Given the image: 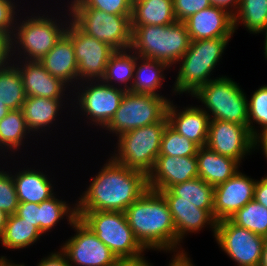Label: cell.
<instances>
[{"label": "cell", "mask_w": 267, "mask_h": 266, "mask_svg": "<svg viewBox=\"0 0 267 266\" xmlns=\"http://www.w3.org/2000/svg\"><path fill=\"white\" fill-rule=\"evenodd\" d=\"M264 35H265V41H264V54H265V58L267 59V27H266V30L264 31Z\"/></svg>", "instance_id": "54"}, {"label": "cell", "mask_w": 267, "mask_h": 266, "mask_svg": "<svg viewBox=\"0 0 267 266\" xmlns=\"http://www.w3.org/2000/svg\"><path fill=\"white\" fill-rule=\"evenodd\" d=\"M254 200L267 208V175L257 180L254 188Z\"/></svg>", "instance_id": "44"}, {"label": "cell", "mask_w": 267, "mask_h": 266, "mask_svg": "<svg viewBox=\"0 0 267 266\" xmlns=\"http://www.w3.org/2000/svg\"><path fill=\"white\" fill-rule=\"evenodd\" d=\"M75 230L60 250L70 266H117L120 260L78 217L70 224Z\"/></svg>", "instance_id": "12"}, {"label": "cell", "mask_w": 267, "mask_h": 266, "mask_svg": "<svg viewBox=\"0 0 267 266\" xmlns=\"http://www.w3.org/2000/svg\"><path fill=\"white\" fill-rule=\"evenodd\" d=\"M191 96L201 101L204 106L202 109L210 120L248 126V99L244 90L231 78L227 76L213 78Z\"/></svg>", "instance_id": "8"}, {"label": "cell", "mask_w": 267, "mask_h": 266, "mask_svg": "<svg viewBox=\"0 0 267 266\" xmlns=\"http://www.w3.org/2000/svg\"><path fill=\"white\" fill-rule=\"evenodd\" d=\"M10 61L9 39L0 33V67H3Z\"/></svg>", "instance_id": "45"}, {"label": "cell", "mask_w": 267, "mask_h": 266, "mask_svg": "<svg viewBox=\"0 0 267 266\" xmlns=\"http://www.w3.org/2000/svg\"><path fill=\"white\" fill-rule=\"evenodd\" d=\"M171 100L150 94L126 91L111 121L103 128L117 138L128 131L161 121Z\"/></svg>", "instance_id": "9"}, {"label": "cell", "mask_w": 267, "mask_h": 266, "mask_svg": "<svg viewBox=\"0 0 267 266\" xmlns=\"http://www.w3.org/2000/svg\"><path fill=\"white\" fill-rule=\"evenodd\" d=\"M69 11L71 20L87 35L114 50L130 48L131 15H115L94 8H69Z\"/></svg>", "instance_id": "10"}, {"label": "cell", "mask_w": 267, "mask_h": 266, "mask_svg": "<svg viewBox=\"0 0 267 266\" xmlns=\"http://www.w3.org/2000/svg\"><path fill=\"white\" fill-rule=\"evenodd\" d=\"M69 25L65 34L71 39L78 65V83L101 80L107 62L115 51L108 44L84 33L72 20L70 11Z\"/></svg>", "instance_id": "13"}, {"label": "cell", "mask_w": 267, "mask_h": 266, "mask_svg": "<svg viewBox=\"0 0 267 266\" xmlns=\"http://www.w3.org/2000/svg\"><path fill=\"white\" fill-rule=\"evenodd\" d=\"M18 62L15 66L21 74L26 97L62 99L67 95L65 91L69 88L68 85L52 76L39 61Z\"/></svg>", "instance_id": "19"}, {"label": "cell", "mask_w": 267, "mask_h": 266, "mask_svg": "<svg viewBox=\"0 0 267 266\" xmlns=\"http://www.w3.org/2000/svg\"><path fill=\"white\" fill-rule=\"evenodd\" d=\"M14 0H0V33L10 39L14 33L18 10ZM16 15V16H15Z\"/></svg>", "instance_id": "40"}, {"label": "cell", "mask_w": 267, "mask_h": 266, "mask_svg": "<svg viewBox=\"0 0 267 266\" xmlns=\"http://www.w3.org/2000/svg\"><path fill=\"white\" fill-rule=\"evenodd\" d=\"M211 5L210 0H173L176 21L184 22L193 14Z\"/></svg>", "instance_id": "41"}, {"label": "cell", "mask_w": 267, "mask_h": 266, "mask_svg": "<svg viewBox=\"0 0 267 266\" xmlns=\"http://www.w3.org/2000/svg\"><path fill=\"white\" fill-rule=\"evenodd\" d=\"M240 2L241 0H210V3L213 6L221 7L227 10L232 15L237 12Z\"/></svg>", "instance_id": "46"}, {"label": "cell", "mask_w": 267, "mask_h": 266, "mask_svg": "<svg viewBox=\"0 0 267 266\" xmlns=\"http://www.w3.org/2000/svg\"><path fill=\"white\" fill-rule=\"evenodd\" d=\"M12 262V260H8L5 256H0V264L2 266H25L24 264H15Z\"/></svg>", "instance_id": "52"}, {"label": "cell", "mask_w": 267, "mask_h": 266, "mask_svg": "<svg viewBox=\"0 0 267 266\" xmlns=\"http://www.w3.org/2000/svg\"><path fill=\"white\" fill-rule=\"evenodd\" d=\"M135 63L136 53L132 49L115 50L107 62L105 74L101 80L112 87L130 91Z\"/></svg>", "instance_id": "29"}, {"label": "cell", "mask_w": 267, "mask_h": 266, "mask_svg": "<svg viewBox=\"0 0 267 266\" xmlns=\"http://www.w3.org/2000/svg\"><path fill=\"white\" fill-rule=\"evenodd\" d=\"M9 111L10 110L7 108V106L0 102V121L8 114Z\"/></svg>", "instance_id": "53"}, {"label": "cell", "mask_w": 267, "mask_h": 266, "mask_svg": "<svg viewBox=\"0 0 267 266\" xmlns=\"http://www.w3.org/2000/svg\"><path fill=\"white\" fill-rule=\"evenodd\" d=\"M181 110L177 109L173 100L169 102L166 112L168 124L179 134L194 142L199 148L206 146L209 116L200 106L191 105Z\"/></svg>", "instance_id": "21"}, {"label": "cell", "mask_w": 267, "mask_h": 266, "mask_svg": "<svg viewBox=\"0 0 267 266\" xmlns=\"http://www.w3.org/2000/svg\"><path fill=\"white\" fill-rule=\"evenodd\" d=\"M76 200L77 212L121 211L148 190L144 173L117 163L111 156Z\"/></svg>", "instance_id": "1"}, {"label": "cell", "mask_w": 267, "mask_h": 266, "mask_svg": "<svg viewBox=\"0 0 267 266\" xmlns=\"http://www.w3.org/2000/svg\"><path fill=\"white\" fill-rule=\"evenodd\" d=\"M253 123L260 125L261 132L267 130V85L255 90L248 101V129L255 138L260 132Z\"/></svg>", "instance_id": "37"}, {"label": "cell", "mask_w": 267, "mask_h": 266, "mask_svg": "<svg viewBox=\"0 0 267 266\" xmlns=\"http://www.w3.org/2000/svg\"><path fill=\"white\" fill-rule=\"evenodd\" d=\"M214 238L238 266H259L263 236L237 226L230 219H224L217 222Z\"/></svg>", "instance_id": "14"}, {"label": "cell", "mask_w": 267, "mask_h": 266, "mask_svg": "<svg viewBox=\"0 0 267 266\" xmlns=\"http://www.w3.org/2000/svg\"><path fill=\"white\" fill-rule=\"evenodd\" d=\"M138 60H140L138 62ZM170 68L166 63L136 54L135 71L130 92L164 97L157 89L163 87L164 70Z\"/></svg>", "instance_id": "26"}, {"label": "cell", "mask_w": 267, "mask_h": 266, "mask_svg": "<svg viewBox=\"0 0 267 266\" xmlns=\"http://www.w3.org/2000/svg\"><path fill=\"white\" fill-rule=\"evenodd\" d=\"M43 234L33 224L15 214L8 215L4 231L0 237L3 247L15 250L23 249L36 243Z\"/></svg>", "instance_id": "30"}, {"label": "cell", "mask_w": 267, "mask_h": 266, "mask_svg": "<svg viewBox=\"0 0 267 266\" xmlns=\"http://www.w3.org/2000/svg\"><path fill=\"white\" fill-rule=\"evenodd\" d=\"M129 227L136 239L147 250L176 252L177 235L164 196L148 189L125 211Z\"/></svg>", "instance_id": "2"}, {"label": "cell", "mask_w": 267, "mask_h": 266, "mask_svg": "<svg viewBox=\"0 0 267 266\" xmlns=\"http://www.w3.org/2000/svg\"><path fill=\"white\" fill-rule=\"evenodd\" d=\"M206 146L211 150L242 162L254 149V138L248 126L241 124L210 120Z\"/></svg>", "instance_id": "15"}, {"label": "cell", "mask_w": 267, "mask_h": 266, "mask_svg": "<svg viewBox=\"0 0 267 266\" xmlns=\"http://www.w3.org/2000/svg\"><path fill=\"white\" fill-rule=\"evenodd\" d=\"M240 22L250 34L263 33L267 27V0H241L233 15L234 31Z\"/></svg>", "instance_id": "33"}, {"label": "cell", "mask_w": 267, "mask_h": 266, "mask_svg": "<svg viewBox=\"0 0 267 266\" xmlns=\"http://www.w3.org/2000/svg\"><path fill=\"white\" fill-rule=\"evenodd\" d=\"M19 172H15L13 175L16 194L19 203H37L48 200L53 197L55 192L53 191L54 185L43 171H37L35 169L25 168Z\"/></svg>", "instance_id": "24"}, {"label": "cell", "mask_w": 267, "mask_h": 266, "mask_svg": "<svg viewBox=\"0 0 267 266\" xmlns=\"http://www.w3.org/2000/svg\"><path fill=\"white\" fill-rule=\"evenodd\" d=\"M7 217L8 215L4 211L0 210V237L4 231Z\"/></svg>", "instance_id": "51"}, {"label": "cell", "mask_w": 267, "mask_h": 266, "mask_svg": "<svg viewBox=\"0 0 267 266\" xmlns=\"http://www.w3.org/2000/svg\"><path fill=\"white\" fill-rule=\"evenodd\" d=\"M230 38L191 41L189 49L177 62L180 65L173 93L192 95L199 87L213 80L210 76L222 58Z\"/></svg>", "instance_id": "4"}, {"label": "cell", "mask_w": 267, "mask_h": 266, "mask_svg": "<svg viewBox=\"0 0 267 266\" xmlns=\"http://www.w3.org/2000/svg\"><path fill=\"white\" fill-rule=\"evenodd\" d=\"M28 134L31 132L27 127L22 109L10 110L0 121V150L17 152L20 146L23 147L24 139Z\"/></svg>", "instance_id": "32"}, {"label": "cell", "mask_w": 267, "mask_h": 266, "mask_svg": "<svg viewBox=\"0 0 267 266\" xmlns=\"http://www.w3.org/2000/svg\"><path fill=\"white\" fill-rule=\"evenodd\" d=\"M174 22L173 0H133L131 26H164Z\"/></svg>", "instance_id": "28"}, {"label": "cell", "mask_w": 267, "mask_h": 266, "mask_svg": "<svg viewBox=\"0 0 267 266\" xmlns=\"http://www.w3.org/2000/svg\"><path fill=\"white\" fill-rule=\"evenodd\" d=\"M81 83L77 84V88L74 87L75 91L79 89L77 93L75 92L77 99L74 98V102L77 100L76 104L78 105L75 108L80 106L78 109H81L80 111L86 115L89 123L93 122L91 125L104 128L119 108L126 91L112 87L102 80H89ZM78 85H81L82 88H79Z\"/></svg>", "instance_id": "11"}, {"label": "cell", "mask_w": 267, "mask_h": 266, "mask_svg": "<svg viewBox=\"0 0 267 266\" xmlns=\"http://www.w3.org/2000/svg\"><path fill=\"white\" fill-rule=\"evenodd\" d=\"M148 189L168 190L193 178H198L196 156H158L152 172L147 176Z\"/></svg>", "instance_id": "17"}, {"label": "cell", "mask_w": 267, "mask_h": 266, "mask_svg": "<svg viewBox=\"0 0 267 266\" xmlns=\"http://www.w3.org/2000/svg\"><path fill=\"white\" fill-rule=\"evenodd\" d=\"M60 251V252H59ZM41 259L37 266H70L66 255L59 250Z\"/></svg>", "instance_id": "43"}, {"label": "cell", "mask_w": 267, "mask_h": 266, "mask_svg": "<svg viewBox=\"0 0 267 266\" xmlns=\"http://www.w3.org/2000/svg\"><path fill=\"white\" fill-rule=\"evenodd\" d=\"M158 192L165 200H186L213 216L214 187L201 178H193Z\"/></svg>", "instance_id": "27"}, {"label": "cell", "mask_w": 267, "mask_h": 266, "mask_svg": "<svg viewBox=\"0 0 267 266\" xmlns=\"http://www.w3.org/2000/svg\"><path fill=\"white\" fill-rule=\"evenodd\" d=\"M198 178L203 179L213 187L224 183L239 170L240 162L219 155L207 146L198 148L197 154Z\"/></svg>", "instance_id": "23"}, {"label": "cell", "mask_w": 267, "mask_h": 266, "mask_svg": "<svg viewBox=\"0 0 267 266\" xmlns=\"http://www.w3.org/2000/svg\"><path fill=\"white\" fill-rule=\"evenodd\" d=\"M50 17L51 15L40 16L38 13L35 16L33 14L31 17L27 16V19L21 20L22 22L20 20L17 22L14 33L9 39L10 59L18 51L19 57L15 56L19 60L39 61L54 47L65 34L69 19L60 23L61 19L54 20L55 17L53 19Z\"/></svg>", "instance_id": "5"}, {"label": "cell", "mask_w": 267, "mask_h": 266, "mask_svg": "<svg viewBox=\"0 0 267 266\" xmlns=\"http://www.w3.org/2000/svg\"><path fill=\"white\" fill-rule=\"evenodd\" d=\"M230 220L255 234L267 236V208L254 199L239 209Z\"/></svg>", "instance_id": "35"}, {"label": "cell", "mask_w": 267, "mask_h": 266, "mask_svg": "<svg viewBox=\"0 0 267 266\" xmlns=\"http://www.w3.org/2000/svg\"><path fill=\"white\" fill-rule=\"evenodd\" d=\"M198 148L194 142L167 124L162 135L159 156H196Z\"/></svg>", "instance_id": "36"}, {"label": "cell", "mask_w": 267, "mask_h": 266, "mask_svg": "<svg viewBox=\"0 0 267 266\" xmlns=\"http://www.w3.org/2000/svg\"><path fill=\"white\" fill-rule=\"evenodd\" d=\"M259 266H267V236L264 237L262 255Z\"/></svg>", "instance_id": "50"}, {"label": "cell", "mask_w": 267, "mask_h": 266, "mask_svg": "<svg viewBox=\"0 0 267 266\" xmlns=\"http://www.w3.org/2000/svg\"><path fill=\"white\" fill-rule=\"evenodd\" d=\"M166 202L176 229L177 254L186 253L184 250H181L183 248H181L180 243L188 233H198L202 228L210 225L213 236H215L217 221L207 210L195 207L194 204L186 200H166Z\"/></svg>", "instance_id": "20"}, {"label": "cell", "mask_w": 267, "mask_h": 266, "mask_svg": "<svg viewBox=\"0 0 267 266\" xmlns=\"http://www.w3.org/2000/svg\"><path fill=\"white\" fill-rule=\"evenodd\" d=\"M191 41L232 37L233 15L227 10L211 5L184 21Z\"/></svg>", "instance_id": "18"}, {"label": "cell", "mask_w": 267, "mask_h": 266, "mask_svg": "<svg viewBox=\"0 0 267 266\" xmlns=\"http://www.w3.org/2000/svg\"><path fill=\"white\" fill-rule=\"evenodd\" d=\"M257 180L240 172L214 187L213 217L218 222L230 219L239 209L254 199Z\"/></svg>", "instance_id": "16"}, {"label": "cell", "mask_w": 267, "mask_h": 266, "mask_svg": "<svg viewBox=\"0 0 267 266\" xmlns=\"http://www.w3.org/2000/svg\"><path fill=\"white\" fill-rule=\"evenodd\" d=\"M39 62L54 77L68 86L76 87L78 65L71 39L64 34L54 47ZM71 83V84H69Z\"/></svg>", "instance_id": "22"}, {"label": "cell", "mask_w": 267, "mask_h": 266, "mask_svg": "<svg viewBox=\"0 0 267 266\" xmlns=\"http://www.w3.org/2000/svg\"><path fill=\"white\" fill-rule=\"evenodd\" d=\"M77 217L104 243L120 261L144 258L146 250L129 227L125 212H77Z\"/></svg>", "instance_id": "6"}, {"label": "cell", "mask_w": 267, "mask_h": 266, "mask_svg": "<svg viewBox=\"0 0 267 266\" xmlns=\"http://www.w3.org/2000/svg\"><path fill=\"white\" fill-rule=\"evenodd\" d=\"M63 101L46 97H26L21 109L30 132L35 134L43 132V129L46 131L47 127L50 129L61 113L59 111L64 105Z\"/></svg>", "instance_id": "25"}, {"label": "cell", "mask_w": 267, "mask_h": 266, "mask_svg": "<svg viewBox=\"0 0 267 266\" xmlns=\"http://www.w3.org/2000/svg\"><path fill=\"white\" fill-rule=\"evenodd\" d=\"M144 258L139 260H126L120 261L117 266H153L149 261Z\"/></svg>", "instance_id": "49"}, {"label": "cell", "mask_w": 267, "mask_h": 266, "mask_svg": "<svg viewBox=\"0 0 267 266\" xmlns=\"http://www.w3.org/2000/svg\"><path fill=\"white\" fill-rule=\"evenodd\" d=\"M39 204L37 203H19L15 215L24 219L28 223L33 224L40 230V215H39Z\"/></svg>", "instance_id": "42"}, {"label": "cell", "mask_w": 267, "mask_h": 266, "mask_svg": "<svg viewBox=\"0 0 267 266\" xmlns=\"http://www.w3.org/2000/svg\"><path fill=\"white\" fill-rule=\"evenodd\" d=\"M168 124L167 116L161 121L120 135L112 158L123 166L148 176L160 153L161 139ZM117 152V153H116Z\"/></svg>", "instance_id": "7"}, {"label": "cell", "mask_w": 267, "mask_h": 266, "mask_svg": "<svg viewBox=\"0 0 267 266\" xmlns=\"http://www.w3.org/2000/svg\"><path fill=\"white\" fill-rule=\"evenodd\" d=\"M39 209L40 231L42 234H46L48 231L50 232L59 223V220H62L65 216L69 222L67 224H71L77 218L76 203L72 207L67 202L62 201V199L59 200L56 198L55 195L41 202Z\"/></svg>", "instance_id": "34"}, {"label": "cell", "mask_w": 267, "mask_h": 266, "mask_svg": "<svg viewBox=\"0 0 267 266\" xmlns=\"http://www.w3.org/2000/svg\"><path fill=\"white\" fill-rule=\"evenodd\" d=\"M258 146L262 148L263 155H265V158L267 160V130L260 132L254 138V149H259Z\"/></svg>", "instance_id": "48"}, {"label": "cell", "mask_w": 267, "mask_h": 266, "mask_svg": "<svg viewBox=\"0 0 267 266\" xmlns=\"http://www.w3.org/2000/svg\"><path fill=\"white\" fill-rule=\"evenodd\" d=\"M19 205L12 172L0 170V210L7 215L15 214Z\"/></svg>", "instance_id": "39"}, {"label": "cell", "mask_w": 267, "mask_h": 266, "mask_svg": "<svg viewBox=\"0 0 267 266\" xmlns=\"http://www.w3.org/2000/svg\"><path fill=\"white\" fill-rule=\"evenodd\" d=\"M133 0H72L69 8H94L115 15H131Z\"/></svg>", "instance_id": "38"}, {"label": "cell", "mask_w": 267, "mask_h": 266, "mask_svg": "<svg viewBox=\"0 0 267 266\" xmlns=\"http://www.w3.org/2000/svg\"><path fill=\"white\" fill-rule=\"evenodd\" d=\"M168 266H195L191 259L188 257L187 253L175 254L172 256L171 262Z\"/></svg>", "instance_id": "47"}, {"label": "cell", "mask_w": 267, "mask_h": 266, "mask_svg": "<svg viewBox=\"0 0 267 266\" xmlns=\"http://www.w3.org/2000/svg\"><path fill=\"white\" fill-rule=\"evenodd\" d=\"M14 64V60L10 59L0 67V102L9 110L21 109L26 99L21 74Z\"/></svg>", "instance_id": "31"}, {"label": "cell", "mask_w": 267, "mask_h": 266, "mask_svg": "<svg viewBox=\"0 0 267 266\" xmlns=\"http://www.w3.org/2000/svg\"><path fill=\"white\" fill-rule=\"evenodd\" d=\"M190 42L184 22L132 26L130 49L138 56L159 60L172 67L189 49Z\"/></svg>", "instance_id": "3"}]
</instances>
